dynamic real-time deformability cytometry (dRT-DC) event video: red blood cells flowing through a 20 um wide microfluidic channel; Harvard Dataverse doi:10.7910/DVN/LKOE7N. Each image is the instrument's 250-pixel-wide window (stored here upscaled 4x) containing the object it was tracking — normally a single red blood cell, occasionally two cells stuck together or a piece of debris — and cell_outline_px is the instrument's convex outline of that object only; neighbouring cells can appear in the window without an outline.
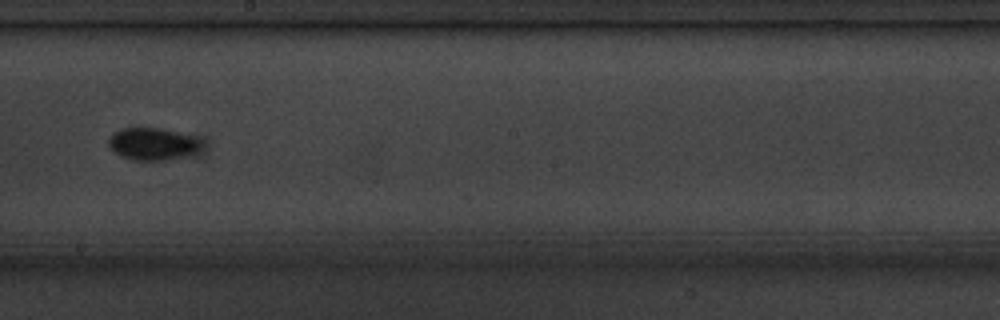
{"species": "common noctule bat (a hibernating species)", "species_latin": "Nyctalus noctula", "temperature_condition": "cold", "stored_images_in_passage": 15, "camera_frame_rate_fps": 3000, "um_per_image_px": 0.085, "animal": {"sex": "male", "body_mass_g": 20.1, "forearm_length_mm": 53.5}, "frame": {"image": 1, "passage_image": 9, "time_ms": 10.333, "image_size_px": [1000, 320], "cell_outline_px": [[200, 144], [196, 152], [188, 156], [168, 160], [132, 160], [120, 156], [108, 144], [108, 140], [112, 132], [120, 128], [160, 128], [192, 136], [200, 140]], "centroid_in_image_um": [12.94, 12.24], "position_along_channel_um": 235.3, "area_um2": 17.4}}
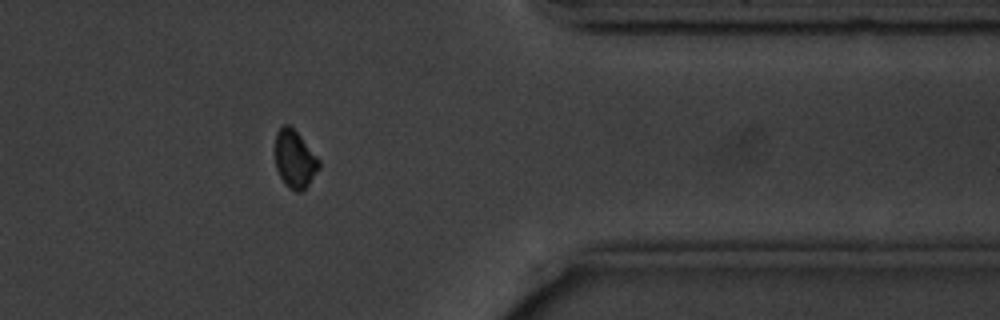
{"frame": {"image": 2, "passage_image": 13, "time_ms": 15.0, "image_size_px": [1000, 320], "cell_outline_px": [[320, 168], [308, 184], [300, 192], [296, 192], [288, 188], [284, 184], [276, 168], [276, 132], [284, 124], [288, 124], [300, 136], [320, 160]], "centroid_in_image_um": [25.06, 13.55], "position_along_channel_um": 386.3, "area_um2": 14.57}}
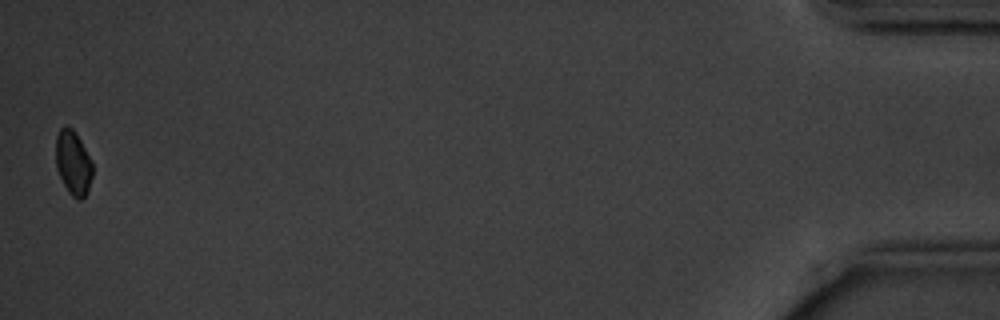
{"frame": {"image": 3, "passage_image": 15, "time_ms": 18.333, "image_size_px": [1000, 320], "cell_outline_px": [[92, 176], [88, 192], [80, 200], [76, 200], [68, 192], [56, 168], [56, 136], [60, 128], [64, 124], [72, 128], [76, 132], [92, 160]], "centroid_in_image_um": [6.22, 13.82], "position_along_channel_um": 429.0, "area_um2": 13.99}}